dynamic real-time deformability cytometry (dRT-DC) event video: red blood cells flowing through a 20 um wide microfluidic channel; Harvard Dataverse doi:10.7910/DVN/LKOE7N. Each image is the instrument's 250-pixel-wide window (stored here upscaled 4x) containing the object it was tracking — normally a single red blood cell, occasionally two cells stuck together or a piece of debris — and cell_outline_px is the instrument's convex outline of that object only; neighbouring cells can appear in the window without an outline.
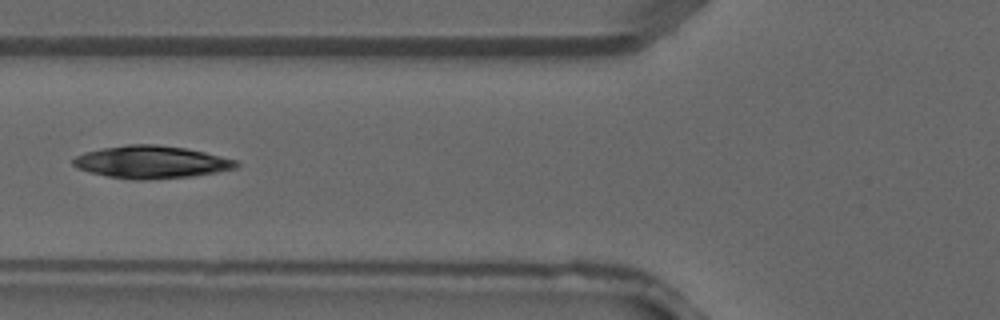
{"species": "common noctule bat (a hibernating species)", "species_latin": "Nyctalus noctula", "temperature_condition": "warm", "stored_images_in_passage": 3, "camera_frame_rate_fps": 3000, "um_per_image_px": 0.085, "animal": {"sex": "male", "forearm_length_mm": 52.5}, "frame": {"image": 1, "passage_image": 3, "time_ms": 0.667, "image_size_px": [1000, 320], "cell_outline_px": [[240, 164], [236, 168], [216, 172], [192, 176], [140, 180], [132, 180], [108, 176], [76, 168], [72, 164], [72, 160], [76, 156], [84, 152], [104, 148], [128, 144], [156, 144], [184, 148], [204, 152], [236, 160]], "centroid_in_image_um": [12.85, 13.77], "position_along_channel_um": 113.0, "area_um2": 30.69}}